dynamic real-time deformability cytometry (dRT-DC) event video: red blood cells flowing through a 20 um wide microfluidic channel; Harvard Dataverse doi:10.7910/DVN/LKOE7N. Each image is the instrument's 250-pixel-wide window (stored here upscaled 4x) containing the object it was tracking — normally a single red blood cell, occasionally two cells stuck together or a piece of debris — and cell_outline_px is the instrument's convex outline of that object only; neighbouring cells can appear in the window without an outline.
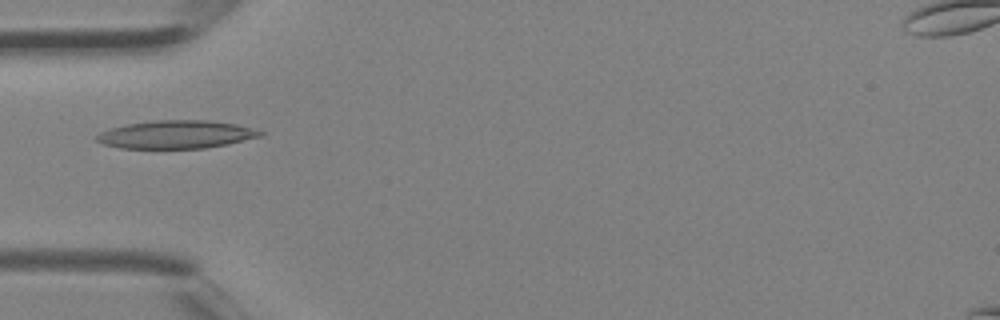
{"species": "Egyptian fruit bat (a non-hibernating species)", "species_latin": "Rousettus aegyptiacus", "temperature_condition": "room temperature", "stored_images_in_passage": 2, "camera_frame_rate_fps": 3000, "um_per_image_px": 0.085, "animal": {"sex": "female"}, "frame": {"image": 1, "passage_image": 2, "time_ms": 0.333, "image_size_px": [1000, 320], "cell_outline_px": [[264, 132], [260, 136], [228, 144], [204, 148], [120, 148], [104, 144], [96, 140], [96, 136], [100, 132], [112, 128], [128, 124], [156, 120], [208, 120], [236, 124]], "centroid_in_image_um": [14.96, 11.43], "position_along_channel_um": 70.0, "area_um2": 26.41}}